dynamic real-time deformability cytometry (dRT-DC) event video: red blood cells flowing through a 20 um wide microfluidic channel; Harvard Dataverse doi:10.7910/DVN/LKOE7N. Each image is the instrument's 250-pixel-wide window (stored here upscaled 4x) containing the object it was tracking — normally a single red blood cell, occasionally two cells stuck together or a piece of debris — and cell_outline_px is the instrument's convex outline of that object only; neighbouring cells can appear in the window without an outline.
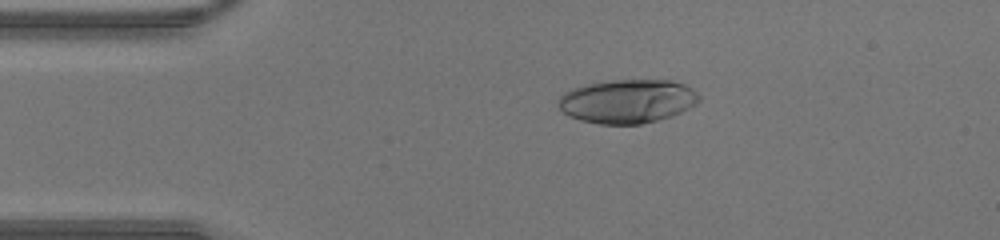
{"species": "human", "species_latin": "Homo sapiens", "temperature_condition": "warm", "stored_images_in_passage": 45, "camera_frame_rate_fps": 3000, "um_per_image_px": 0.085, "donor": {"sex": "male"}, "frame": {"image": 1, "passage_image": 9, "time_ms": 2.667, "image_size_px": [1000, 240], "cell_outline_px": [[700, 100], [696, 104], [672, 116], [640, 124], [600, 124], [580, 120], [568, 116], [556, 104], [556, 100], [564, 92], [572, 88], [588, 84], [612, 80], [672, 80], [684, 84], [692, 88], [700, 96]], "centroid_in_image_um": [53.31, 8.6], "position_along_channel_um": 31.7, "area_um2": 36.01}}
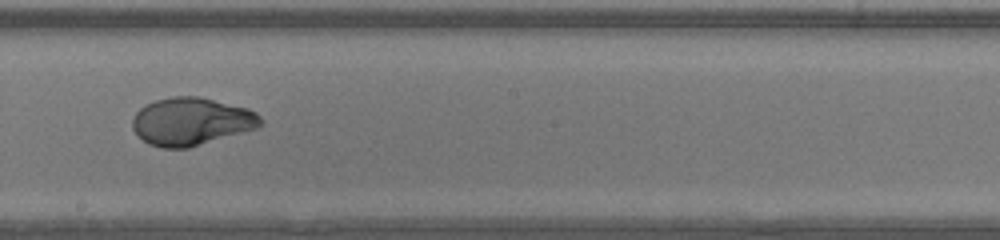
{"frame": {"image": 2, "passage_image": 25, "time_ms": 8.0, "image_size_px": [1000, 240], "cell_outline_px": [[264, 124], [256, 128], [188, 148], [160, 148], [148, 144], [132, 128], [132, 120], [136, 112], [144, 104], [156, 100], [172, 96], [200, 96], [248, 108], [256, 112], [264, 120]], "centroid_in_image_um": [16.27, 10.31], "position_along_channel_um": 231.9, "area_um2": 35.78}}
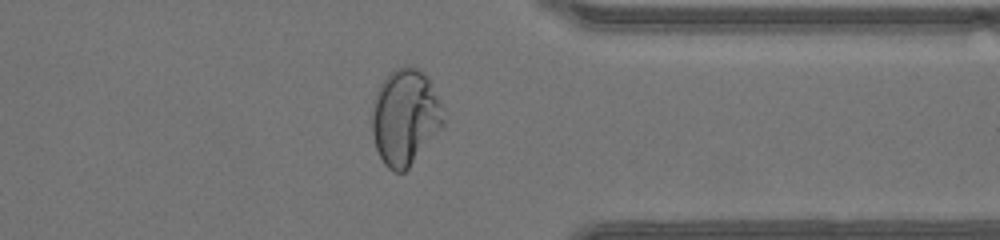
{"frame": {"image": 3, "passage_image": 35, "time_ms": 11.333, "image_size_px": [1000, 240], "cell_outline_px": [[444, 124], [408, 168], [404, 172], [396, 172], [388, 168], [384, 164], [376, 148], [372, 132], [372, 112], [376, 92], [380, 84], [392, 68], [404, 64], [408, 64], [424, 72], [428, 76], [440, 100], [444, 120]], "centroid_in_image_um": [34.43, 9.9], "position_along_channel_um": 377.0, "area_um2": 40.06}}